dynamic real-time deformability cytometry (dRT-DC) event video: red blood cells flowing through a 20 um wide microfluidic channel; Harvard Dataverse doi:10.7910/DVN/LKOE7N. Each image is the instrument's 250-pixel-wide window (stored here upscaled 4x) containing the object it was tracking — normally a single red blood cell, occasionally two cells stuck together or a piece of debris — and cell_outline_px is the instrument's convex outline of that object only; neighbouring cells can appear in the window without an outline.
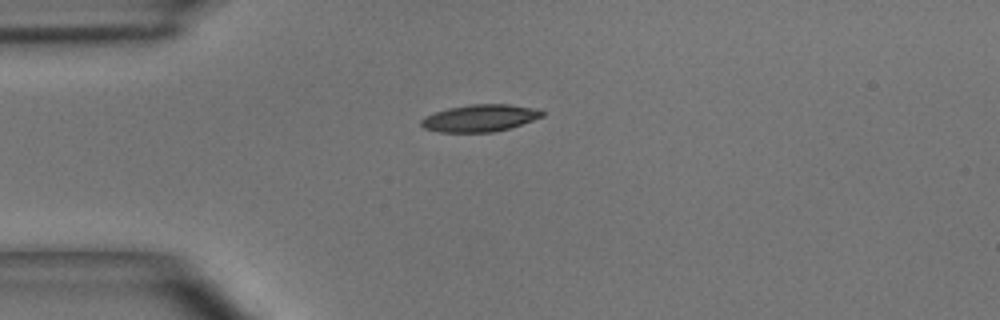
{"species": "common noctule bat (a hibernating species)", "species_latin": "Nyctalus noctula", "temperature_condition": "room temperature", "stored_images_in_passage": 38, "camera_frame_rate_fps": 3000, "um_per_image_px": 0.085, "animal": {"sex": "male", "body_mass_g": 15.6}, "frame": {"image": 1, "passage_image": 1, "time_ms": 0.0, "image_size_px": [1000, 320], "cell_outline_px": [[544, 116], [508, 128], [492, 132], [440, 132], [424, 128], [420, 124], [420, 120], [424, 116], [448, 108], [472, 104], [508, 104], [532, 108], [544, 112]], "centroid_in_image_um": [40.74, 10.03], "position_along_channel_um": 44.3, "area_um2": 18.84}}
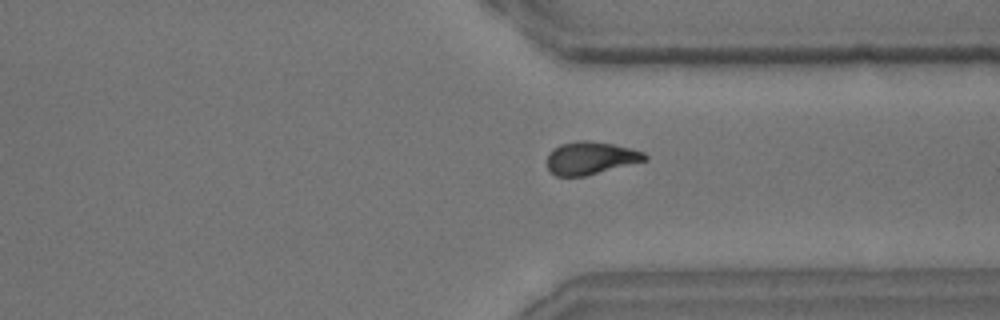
{"frame": {"image": 2, "passage_image": 26, "time_ms": 8.333, "image_size_px": [1000, 320], "cell_outline_px": [[648, 160], [584, 176], [556, 176], [548, 168], [548, 152], [552, 148], [560, 144], [580, 140], [588, 140], [612, 144], [632, 148], [644, 152], [648, 156]], "centroid_in_image_um": [50.21, 13.42], "position_along_channel_um": 361.2, "area_um2": 18.67}}
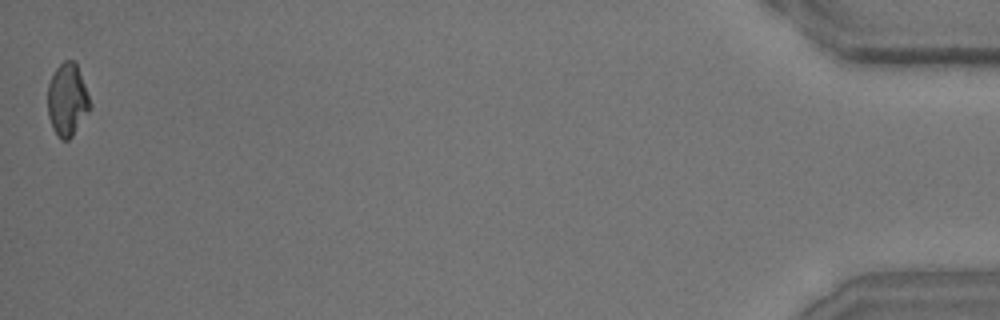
{"frame": {"image": 3, "passage_image": 38, "time_ms": 12.333, "image_size_px": [1000, 320], "cell_outline_px": [[92, 108], [72, 136], [68, 140], [60, 140], [52, 128], [48, 116], [48, 84], [56, 68], [64, 60], [76, 60], [92, 104]], "centroid_in_image_um": [5.74, 8.48], "position_along_channel_um": 429.5, "area_um2": 18.21}, "authors_computed_cell_mechanics": {"area_um2": 18.6983, "velocity_mm_per_s": 4.0054, "shape_relaxation_time_tau1_ms": 4.5159, "shape_relaxation_time_tau2_ms": 3.4866, "deformation_change_tau1": 0.1727, "deformation_change_tau2": 0.1112}}